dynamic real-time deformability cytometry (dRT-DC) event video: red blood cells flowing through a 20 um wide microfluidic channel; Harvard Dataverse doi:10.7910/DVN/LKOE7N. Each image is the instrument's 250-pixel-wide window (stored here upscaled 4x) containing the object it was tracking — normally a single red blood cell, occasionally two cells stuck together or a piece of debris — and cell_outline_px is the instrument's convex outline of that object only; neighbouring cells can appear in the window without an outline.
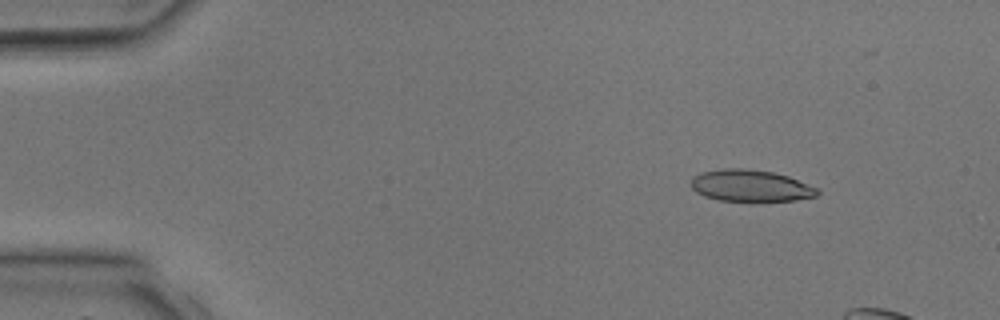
{"species": "common noctule bat (a hibernating species)", "species_latin": "Nyctalus noctula", "temperature_condition": "room temperature", "stored_images_in_passage": 6, "camera_frame_rate_fps": 3000, "um_per_image_px": 0.085, "animal": {"sex": "male", "body_mass_g": 17.9, "forearm_length_mm": 54.2}, "frame": {"image": 1, "passage_image": 2, "time_ms": 1.0, "image_size_px": [1000, 320], "cell_outline_px": [[820, 192], [816, 196], [796, 200], [752, 204], [720, 200], [704, 196], [696, 192], [692, 188], [692, 176], [700, 172], [720, 168], [744, 168], [772, 172], [788, 176], [820, 188]], "centroid_in_image_um": [63.82, 15.82], "position_along_channel_um": 21.2, "area_um2": 24.39}}